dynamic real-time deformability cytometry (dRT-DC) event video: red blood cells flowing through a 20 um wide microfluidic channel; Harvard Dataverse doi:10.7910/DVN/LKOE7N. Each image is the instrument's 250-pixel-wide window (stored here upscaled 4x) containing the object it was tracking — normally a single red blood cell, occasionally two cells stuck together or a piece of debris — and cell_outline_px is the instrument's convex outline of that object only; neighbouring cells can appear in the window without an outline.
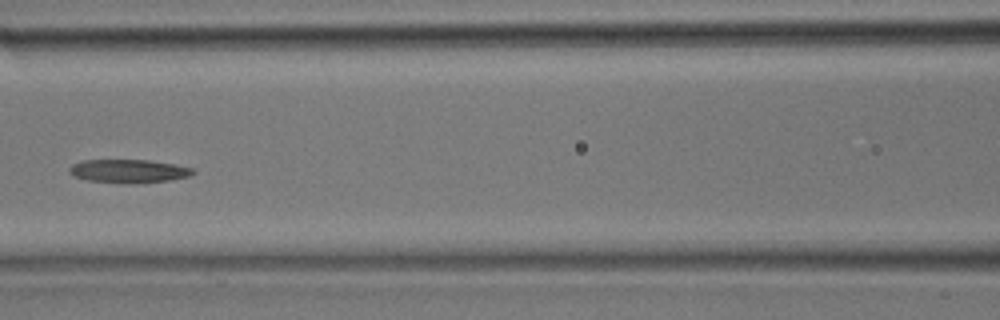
{"species": "common noctule bat (a hibernating species)", "species_latin": "Nyctalus noctula", "temperature_condition": "room temperature", "stored_images_in_passage": 19, "camera_frame_rate_fps": 3000, "um_per_image_px": 0.085, "animal": {"sex": "male", "body_mass_g": 17.9}, "frame": {"image": 1, "passage_image": 14, "time_ms": 4.333, "image_size_px": [1000, 320], "cell_outline_px": [[196, 172], [188, 176], [168, 180], [128, 184], [88, 180], [72, 176], [68, 172], [68, 168], [72, 164], [84, 160], [148, 160], [172, 164], [192, 168]], "centroid_in_image_um": [10.87, 14.54], "position_along_channel_um": 155.7, "area_um2": 16.76}}
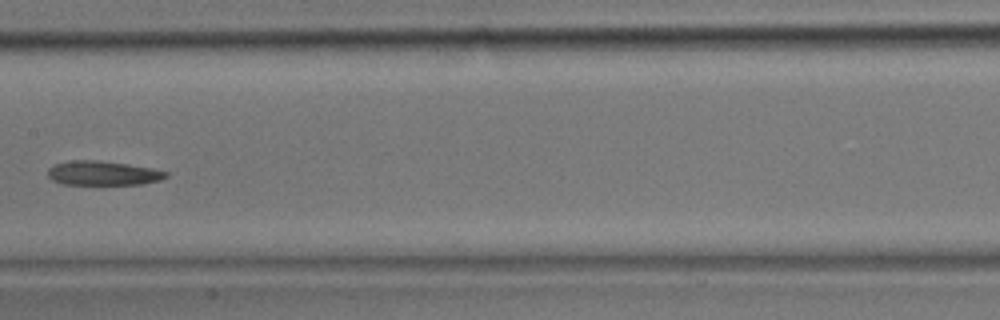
{"frame": {"image": 2, "passage_image": 16, "time_ms": 5.0, "image_size_px": [1000, 320], "cell_outline_px": [[168, 176], [160, 180], [140, 184], [60, 184], [52, 180], [48, 176], [48, 168], [52, 164], [72, 160], [96, 160], [128, 164], [168, 172]], "centroid_in_image_um": [8.69, 14.71], "position_along_channel_um": 198.7, "area_um2": 16.65}}